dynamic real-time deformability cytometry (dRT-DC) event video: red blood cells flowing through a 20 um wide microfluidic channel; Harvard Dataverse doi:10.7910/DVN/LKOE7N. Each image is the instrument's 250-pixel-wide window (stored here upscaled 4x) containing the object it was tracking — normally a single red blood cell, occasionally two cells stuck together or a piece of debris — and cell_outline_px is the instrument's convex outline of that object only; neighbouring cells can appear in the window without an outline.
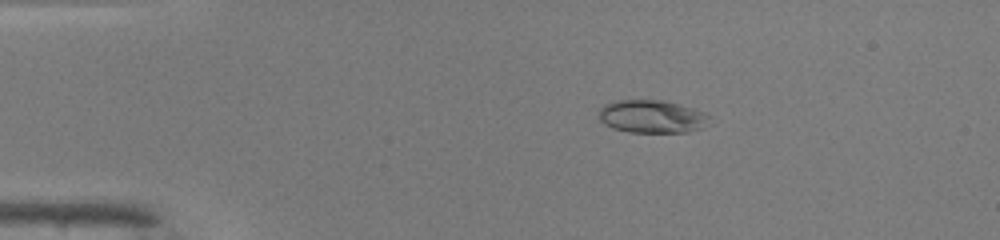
{"species": "common noctule bat (a hibernating species)", "species_latin": "Nyctalus noctula", "temperature_condition": "warm", "stored_images_in_passage": 49, "camera_frame_rate_fps": 3000, "um_per_image_px": 0.085, "animal": {"sex": "male", "body_mass_g": 19.0, "forearm_length_mm": 50.8}, "frame": {"image": 1, "passage_image": 9, "time_ms": 2.667, "image_size_px": [1000, 240], "cell_outline_px": [[712, 116], [704, 128], [688, 132], [628, 132], [612, 128], [604, 124], [596, 116], [600, 108], [604, 104], [616, 100], [664, 100], [692, 108], [704, 112]], "centroid_in_image_um": [55.4, 9.91], "position_along_channel_um": 29.6, "area_um2": 21.56}}
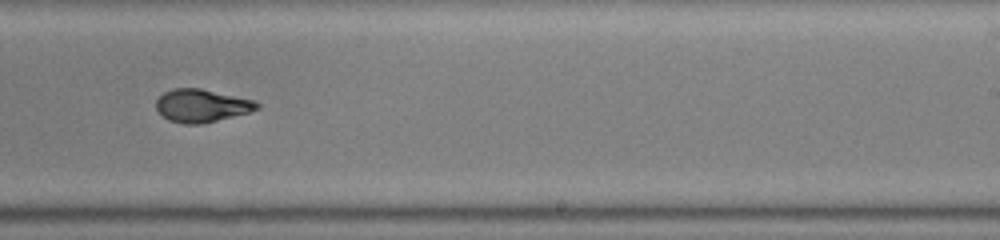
{"frame": {"image": 2, "passage_image": 31, "time_ms": 10.0, "image_size_px": [1000, 240], "cell_outline_px": [[260, 108], [248, 112], [200, 124], [184, 124], [168, 120], [156, 108], [156, 100], [164, 92], [172, 88], [200, 88], [252, 100], [260, 104]], "centroid_in_image_um": [17.1, 8.97], "position_along_channel_um": 271.9, "area_um2": 19.02}}
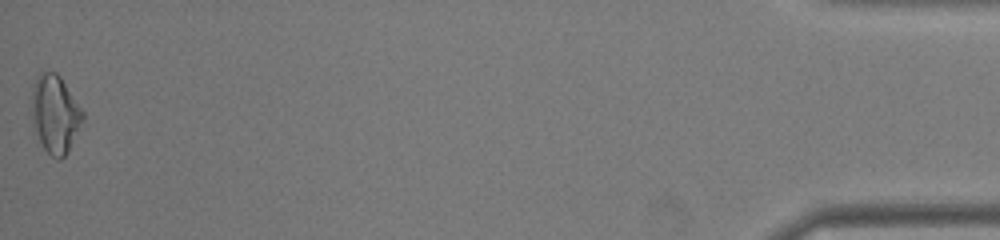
{"frame": {"image": 3, "passage_image": 49, "time_ms": 16.0, "image_size_px": [1000, 240], "cell_outline_px": [[84, 120], [68, 152], [60, 160], [56, 160], [44, 148], [32, 124], [32, 88], [36, 80], [44, 72], [56, 72], [60, 76], [84, 112]], "centroid_in_image_um": [4.71, 9.72], "position_along_channel_um": 430.5, "area_um2": 23.0}, "authors_computed_cell_mechanics": {"area_um2": 20.1144, "velocity_mm_per_s": 4.1468, "shape_relaxation_time_tau1_ms": 6.3922, "shape_relaxation_time_tau2_ms": 1.0463, "deformation_change_tau1": 0.242, "deformation_change_tau2": 0.0465}}